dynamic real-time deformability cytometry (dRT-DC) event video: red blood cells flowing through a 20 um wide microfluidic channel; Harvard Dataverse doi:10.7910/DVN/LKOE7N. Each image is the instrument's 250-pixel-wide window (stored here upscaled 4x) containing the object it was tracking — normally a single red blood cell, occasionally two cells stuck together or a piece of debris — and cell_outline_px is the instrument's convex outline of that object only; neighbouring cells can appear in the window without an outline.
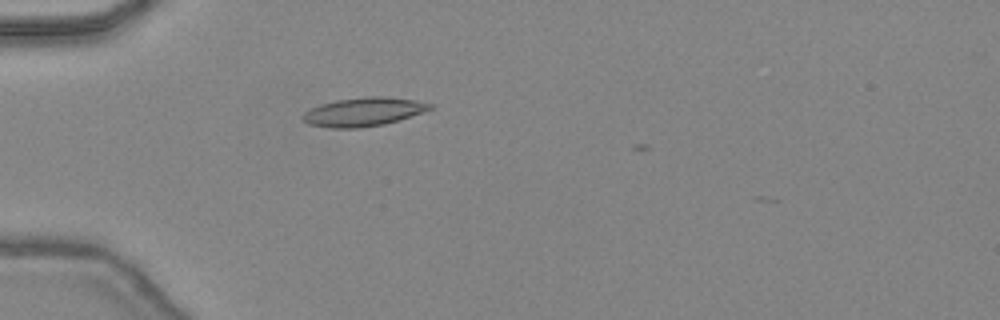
{"species": "common noctule bat (a hibernating species)", "species_latin": "Nyctalus noctula", "temperature_condition": "warm", "stored_images_in_passage": 27, "camera_frame_rate_fps": 3000, "um_per_image_px": 0.085, "animal": {"sex": "female", "body_mass_g": 24.6, "forearm_length_mm": 56.2}, "frame": {"image": 1, "passage_image": 3, "time_ms": 0.667, "image_size_px": [1000, 320], "cell_outline_px": [[432, 108], [424, 112], [384, 124], [360, 128], [332, 128], [308, 124], [300, 116], [304, 112], [320, 104], [336, 100], [368, 96], [388, 96], [416, 100], [432, 104]], "centroid_in_image_um": [30.89, 9.5], "position_along_channel_um": 54.1, "area_um2": 21.27}}
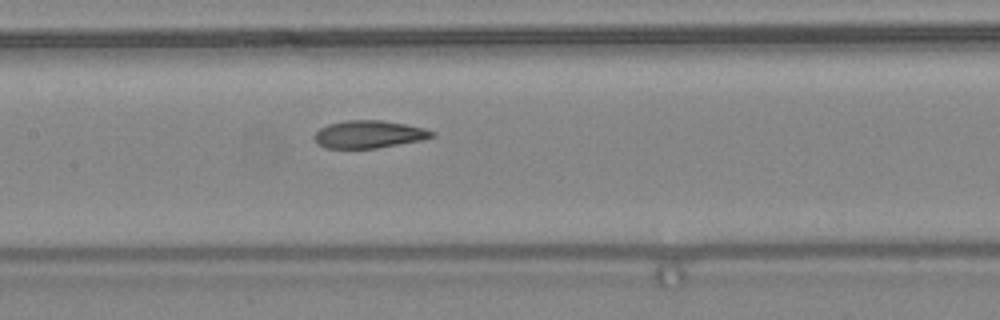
{"frame": {"image": 2, "passage_image": 12, "time_ms": 3.667, "image_size_px": [1000, 320], "cell_outline_px": [[436, 136], [420, 140], [376, 148], [324, 148], [316, 144], [312, 136], [320, 128], [328, 124], [344, 120], [380, 120], [404, 124], [424, 128], [436, 132]], "centroid_in_image_um": [31.31, 11.41], "position_along_channel_um": 176.1, "area_um2": 18.96}}
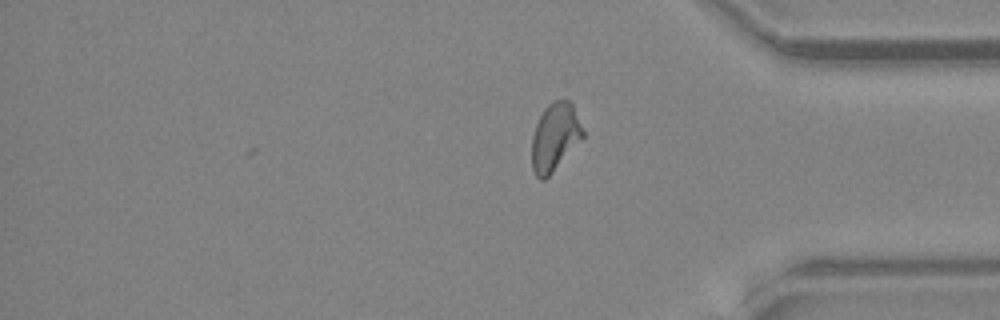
{"frame": {"image": 3, "passage_image": 27, "time_ms": 8.667, "image_size_px": [1000, 320], "cell_outline_px": [[584, 136], [552, 172], [544, 180], [540, 180], [536, 176], [532, 168], [532, 136], [536, 124], [544, 108], [552, 100], [568, 100], [572, 104], [584, 132]], "centroid_in_image_um": [47.14, 11.63], "position_along_channel_um": 388.1, "area_um2": 19.88}, "authors_computed_cell_mechanics": {"area_um2": 19.652, "velocity_mm_per_s": 4.4883, "shape_relaxation_time_tau1_ms": 4.5351, "shape_relaxation_time_tau2_ms": 1.329, "deformation_change_tau1": 0.1798, "deformation_change_tau2": 0.082}}